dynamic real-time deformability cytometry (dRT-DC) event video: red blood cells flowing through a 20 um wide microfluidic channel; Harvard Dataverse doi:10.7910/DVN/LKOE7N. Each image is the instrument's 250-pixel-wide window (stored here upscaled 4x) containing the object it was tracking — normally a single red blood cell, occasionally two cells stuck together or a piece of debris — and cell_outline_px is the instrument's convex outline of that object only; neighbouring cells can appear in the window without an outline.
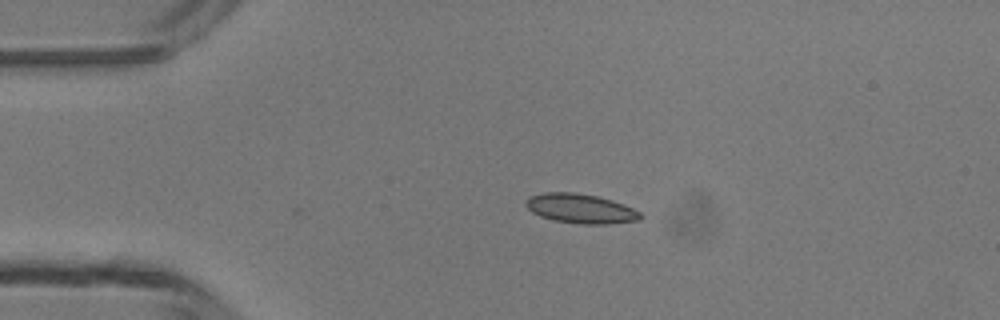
{"species": "common noctule bat (a hibernating species)", "species_latin": "Nyctalus noctula", "temperature_condition": "room temperature", "stored_images_in_passage": 3, "camera_frame_rate_fps": 3000, "um_per_image_px": 0.085, "animal": {"sex": "male", "body_mass_g": 13.3}, "frame": {"image": 1, "passage_image": 3, "time_ms": 2.333, "image_size_px": [1000, 320], "cell_outline_px": [[644, 216], [640, 220], [608, 224], [580, 224], [552, 220], [540, 216], [532, 212], [524, 204], [528, 196], [544, 192], [572, 192], [596, 196], [612, 200], [632, 208], [640, 212]], "centroid_in_image_um": [49.33, 17.73], "position_along_channel_um": 35.7, "area_um2": 19.77}}